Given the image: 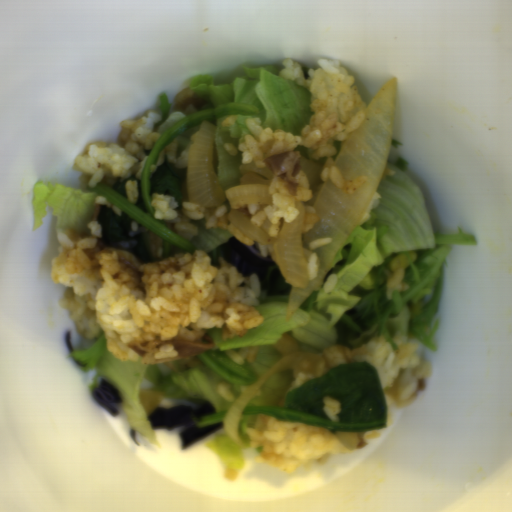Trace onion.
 <instances>
[{"label": "onion", "mask_w": 512, "mask_h": 512, "mask_svg": "<svg viewBox=\"0 0 512 512\" xmlns=\"http://www.w3.org/2000/svg\"><path fill=\"white\" fill-rule=\"evenodd\" d=\"M396 89L395 75L383 82L359 126L333 158L340 178H365L364 181L351 194H345L331 180L324 182L314 201L316 218L310 230L303 231L305 205L299 201L298 216L285 222L276 235L268 236L271 220L267 218L259 225L239 212L236 204L271 205L275 169L253 162L244 164L239 167L242 184L225 190L211 160L215 135L211 123L202 122L189 143V203L212 209L229 202L228 221L269 249L291 285L285 321L319 285L380 183L392 136ZM331 236L332 242L314 249L319 268L317 278L310 282L303 248L309 242Z\"/></svg>", "instance_id": "onion-1"}, {"label": "onion", "mask_w": 512, "mask_h": 512, "mask_svg": "<svg viewBox=\"0 0 512 512\" xmlns=\"http://www.w3.org/2000/svg\"><path fill=\"white\" fill-rule=\"evenodd\" d=\"M274 347L280 352V360L237 397L224 415L225 430L240 448H245L246 442L240 436L239 420L244 416V411L252 397L266 381L272 375L282 371H291L293 379L301 373L312 374L323 356L300 349L298 339L286 332L279 338Z\"/></svg>", "instance_id": "onion-2"}, {"label": "onion", "mask_w": 512, "mask_h": 512, "mask_svg": "<svg viewBox=\"0 0 512 512\" xmlns=\"http://www.w3.org/2000/svg\"><path fill=\"white\" fill-rule=\"evenodd\" d=\"M164 394L160 391H147L144 389L138 390L137 397L142 405L143 409L146 411L148 416L154 411V409L159 405L163 398Z\"/></svg>", "instance_id": "onion-3"}, {"label": "onion", "mask_w": 512, "mask_h": 512, "mask_svg": "<svg viewBox=\"0 0 512 512\" xmlns=\"http://www.w3.org/2000/svg\"><path fill=\"white\" fill-rule=\"evenodd\" d=\"M168 369L175 372H185L203 364L198 355L185 356L178 360L165 362Z\"/></svg>", "instance_id": "onion-4"}, {"label": "onion", "mask_w": 512, "mask_h": 512, "mask_svg": "<svg viewBox=\"0 0 512 512\" xmlns=\"http://www.w3.org/2000/svg\"><path fill=\"white\" fill-rule=\"evenodd\" d=\"M322 165L300 155V170L309 181L310 188L317 185Z\"/></svg>", "instance_id": "onion-5"}, {"label": "onion", "mask_w": 512, "mask_h": 512, "mask_svg": "<svg viewBox=\"0 0 512 512\" xmlns=\"http://www.w3.org/2000/svg\"><path fill=\"white\" fill-rule=\"evenodd\" d=\"M334 434L349 450L357 449L361 442L354 432H334Z\"/></svg>", "instance_id": "onion-6"}]
</instances>
